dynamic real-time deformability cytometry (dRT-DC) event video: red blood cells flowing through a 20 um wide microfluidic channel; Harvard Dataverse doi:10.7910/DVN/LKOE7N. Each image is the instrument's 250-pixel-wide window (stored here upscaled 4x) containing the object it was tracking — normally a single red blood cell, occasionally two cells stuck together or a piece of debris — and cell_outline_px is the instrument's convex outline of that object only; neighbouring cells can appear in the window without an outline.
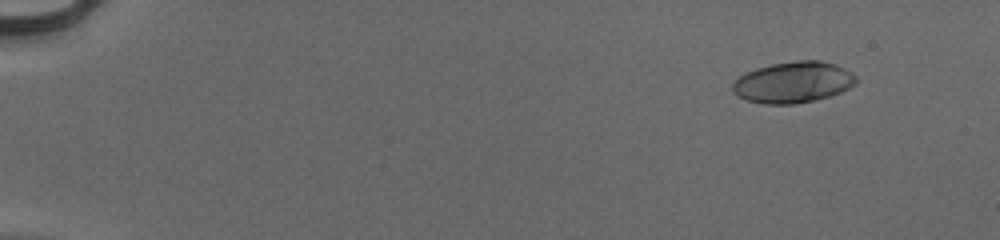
{"species": "human", "species_latin": "Homo sapiens", "temperature_condition": "cold", "stored_images_in_passage": 54, "camera_frame_rate_fps": 3000, "um_per_image_px": 0.085, "donor": {"sex": "male"}, "frame": {"image": 1, "passage_image": 6, "time_ms": 1.667, "image_size_px": [1000, 240], "cell_outline_px": [[856, 84], [840, 92], [828, 96], [812, 100], [792, 104], [764, 104], [748, 100], [732, 92], [732, 84], [740, 76], [756, 68], [772, 64], [796, 60], [820, 60], [836, 64], [852, 72], [856, 76]], "centroid_in_image_um": [67.43, 6.98], "position_along_channel_um": 17.6, "area_um2": 29.42}}
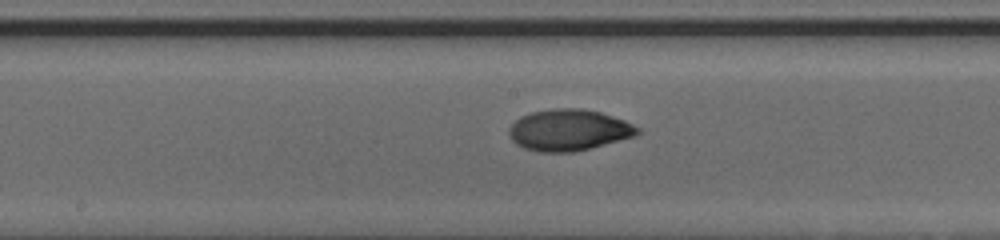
{"frame": {"image": 2, "passage_image": 31, "time_ms": 10.0, "image_size_px": [1000, 240], "cell_outline_px": [[640, 132], [636, 136], [572, 152], [540, 152], [524, 148], [516, 144], [508, 136], [508, 128], [520, 116], [532, 112], [552, 108], [580, 108], [600, 112], [624, 120], [640, 128]], "centroid_in_image_um": [48.32, 11.05], "position_along_channel_um": 199.9, "area_um2": 30.92}}
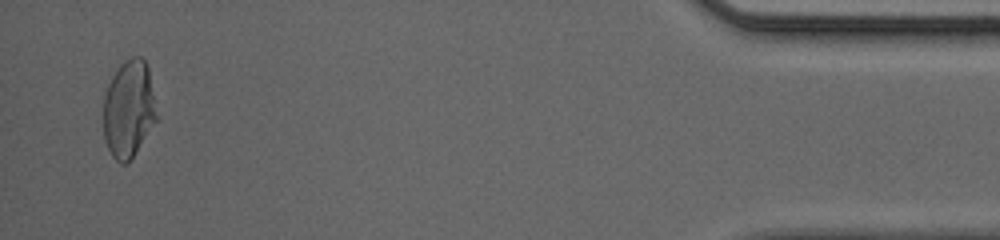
{"frame": {"image": 3, "passage_image": 53, "time_ms": 17.333, "image_size_px": [1000, 240], "cell_outline_px": [[156, 120], [128, 164], [120, 164], [112, 156], [108, 148], [104, 136], [104, 96], [108, 84], [112, 76], [120, 64], [132, 56], [140, 56], [144, 60], [148, 68], [156, 116]], "centroid_in_image_um": [10.91, 9.28], "position_along_channel_um": 424.3, "area_um2": 29.71}, "authors_computed_cell_mechanics": {"area_um2": 29.5936, "velocity_mm_per_s": 4.0043, "shape_relaxation_time_tau1_ms": 5.6566, "shape_relaxation_time_tau2_ms": 0.9489, "deformation_change_tau1": 0.2176, "deformation_change_tau2": 0.0392}}